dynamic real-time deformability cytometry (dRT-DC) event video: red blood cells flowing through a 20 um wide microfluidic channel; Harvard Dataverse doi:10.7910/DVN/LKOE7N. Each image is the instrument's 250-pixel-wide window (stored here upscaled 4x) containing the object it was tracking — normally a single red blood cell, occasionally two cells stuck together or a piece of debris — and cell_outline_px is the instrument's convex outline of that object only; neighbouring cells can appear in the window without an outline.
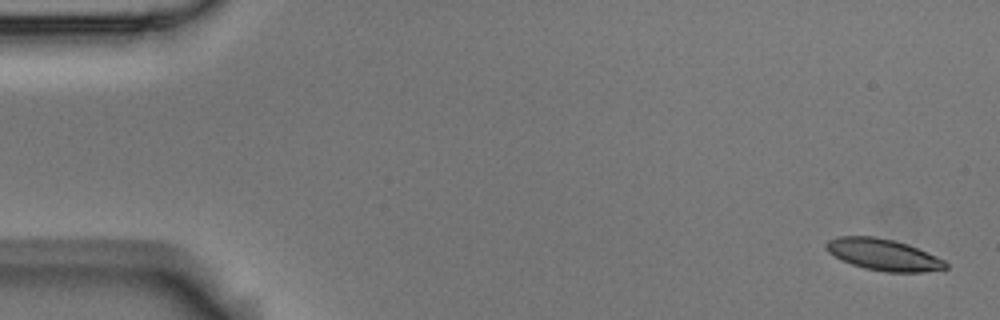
{"species": "Egyptian fruit bat (a non-hibernating species)", "species_latin": "Rousettus aegyptiacus", "temperature_condition": "room temperature", "stored_images_in_passage": 6, "camera_frame_rate_fps": 3000, "um_per_image_px": 0.085, "animal": {"sex": "male"}, "frame": {"image": 1, "passage_image": 1, "time_ms": 0.0, "image_size_px": [1000, 320], "cell_outline_px": [[948, 268], [924, 272], [884, 272], [864, 268], [852, 264], [828, 252], [824, 244], [828, 240], [836, 236], [876, 236], [908, 244], [936, 256], [944, 260], [948, 264]], "centroid_in_image_um": [75.09, 21.64], "position_along_channel_um": 9.9, "area_um2": 21.91}}
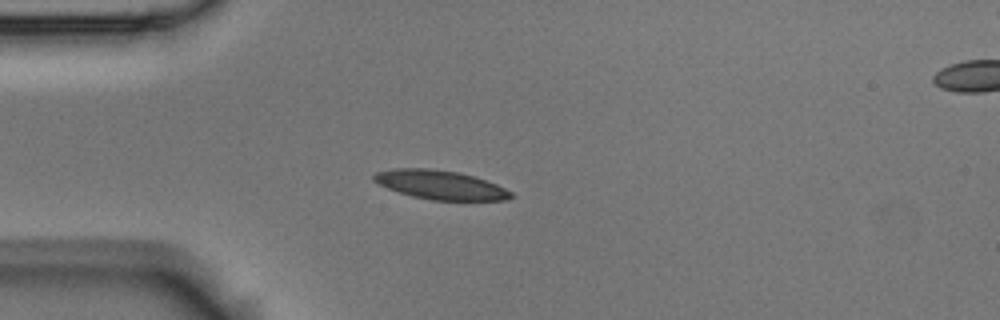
{"frame": {"image": 2, "passage_image": 5, "time_ms": 1.333, "image_size_px": [1000, 320], "cell_outline_px": [[512, 196], [508, 200], [432, 200], [412, 196], [388, 188], [372, 180], [372, 176], [376, 172], [392, 168], [428, 168], [460, 172], [496, 184], [512, 192]], "centroid_in_image_um": [37.4, 15.7], "position_along_channel_um": 47.6, "area_um2": 23.0}}